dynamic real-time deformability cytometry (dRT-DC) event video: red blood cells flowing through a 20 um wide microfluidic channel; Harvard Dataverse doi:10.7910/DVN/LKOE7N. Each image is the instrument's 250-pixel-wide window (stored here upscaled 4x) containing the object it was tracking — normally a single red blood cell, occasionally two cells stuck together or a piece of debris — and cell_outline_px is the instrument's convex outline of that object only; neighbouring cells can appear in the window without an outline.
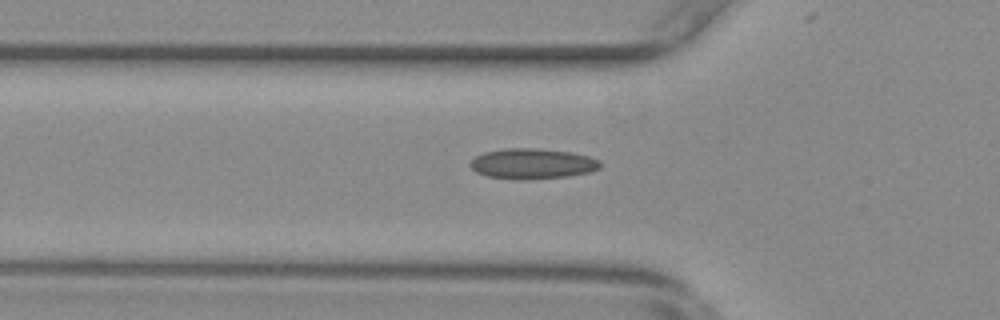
{"species": "common noctule bat (a hibernating species)", "species_latin": "Nyctalus noctula", "temperature_condition": "warm", "stored_images_in_passage": 38, "camera_frame_rate_fps": 3000, "um_per_image_px": 0.085, "animal": {"sex": "female", "body_mass_g": 29.2, "forearm_length_mm": 56.3}, "frame": {"image": 1, "passage_image": 6, "time_ms": 1.667, "image_size_px": [1000, 320], "cell_outline_px": [[600, 168], [588, 172], [568, 176], [524, 180], [520, 180], [488, 176], [476, 172], [468, 164], [476, 156], [484, 152], [504, 148], [540, 148], [572, 152], [588, 156], [600, 160]], "centroid_in_image_um": [45.24, 13.9], "position_along_channel_um": 80.6, "area_um2": 23.12}}
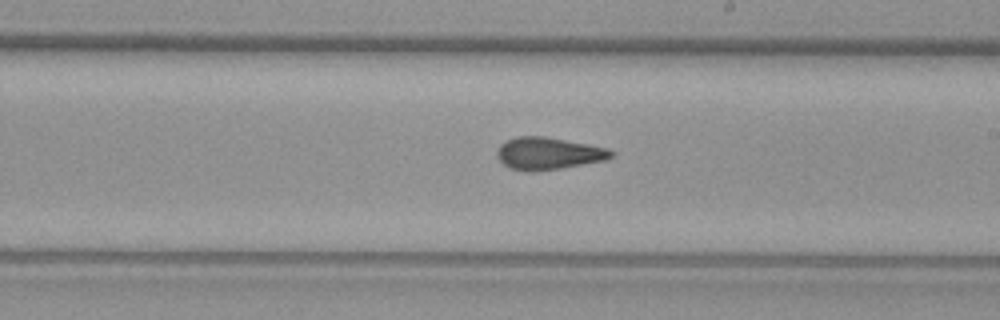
{"frame": {"image": 2, "passage_image": 19, "time_ms": 6.0, "image_size_px": [1000, 320], "cell_outline_px": [[612, 156], [608, 160], [560, 168], [532, 172], [528, 172], [508, 168], [496, 156], [496, 152], [500, 144], [504, 140], [516, 136], [544, 136], [588, 144], [608, 148], [612, 152]], "centroid_in_image_um": [46.57, 13.04], "position_along_channel_um": 242.4, "area_um2": 21.62}}
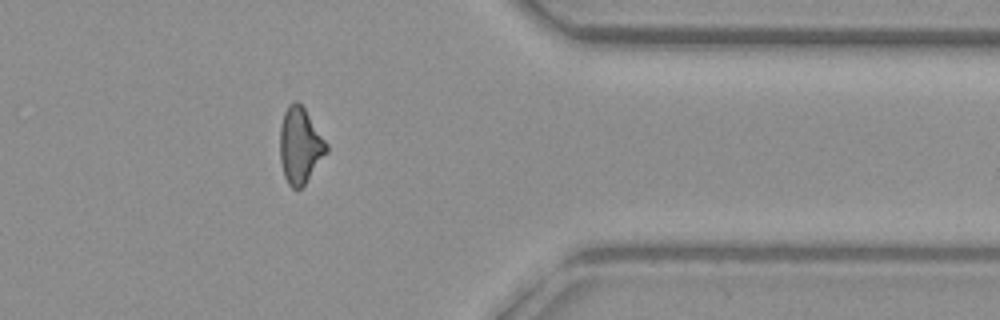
{"frame": {"image": 3, "passage_image": 32, "time_ms": 10.333, "image_size_px": [1000, 320], "cell_outline_px": [[328, 152], [304, 184], [300, 188], [292, 188], [288, 184], [284, 176], [280, 160], [280, 128], [284, 112], [288, 104], [296, 100], [304, 108], [328, 144]], "centroid_in_image_um": [25.5, 12.36], "position_along_channel_um": 385.9, "area_um2": 20.46}, "authors_computed_cell_mechanics": {"area_um2": 20.9525, "velocity_mm_per_s": 3.7199, "shape_relaxation_time_tau1_ms": null, "shape_relaxation_time_tau2_ms": 2.036, "deformation_change_tau1": null, "deformation_change_tau2": 0.0892}}